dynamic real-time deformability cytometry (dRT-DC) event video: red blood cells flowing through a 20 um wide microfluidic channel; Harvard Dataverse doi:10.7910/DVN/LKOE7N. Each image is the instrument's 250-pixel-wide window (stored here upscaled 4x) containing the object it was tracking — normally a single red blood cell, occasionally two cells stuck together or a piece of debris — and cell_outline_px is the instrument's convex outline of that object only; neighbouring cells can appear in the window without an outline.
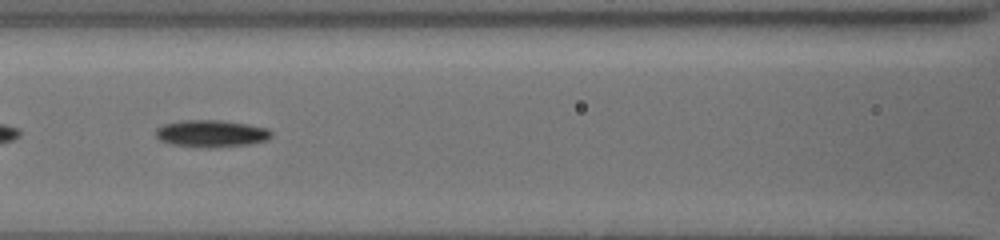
{"species": "common noctule bat (a hibernating species)", "species_latin": "Nyctalus noctula", "temperature_condition": "cold", "stored_images_in_passage": 12, "segment_of_instrument_passage": [2, 2], "camera_frame_rate_fps": 3000, "um_per_image_px": 0.085, "animal": {"sex": "female", "body_mass_g": 19.5, "forearm_length_mm": 54.1}, "frame": {"image": 1, "passage_image": 10, "time_ms": 3.0, "image_size_px": [1000, 240], "cell_outline_px": [[272, 136], [268, 140], [252, 144], [216, 148], [204, 148], [168, 144], [160, 140], [156, 136], [156, 128], [164, 124], [184, 120], [220, 120], [248, 124], [268, 128], [272, 132]], "centroid_in_image_um": [17.99, 11.37], "position_along_channel_um": 148.6, "area_um2": 18.61}}
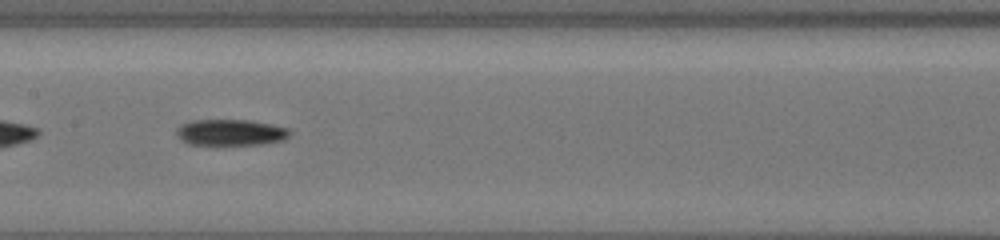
{"frame": {"image": 2, "passage_image": 11, "time_ms": 3.333, "image_size_px": [1000, 240], "cell_outline_px": [[292, 132], [284, 140], [264, 144], [220, 148], [188, 144], [180, 140], [176, 136], [176, 128], [180, 124], [192, 120], [248, 120], [288, 128]], "centroid_in_image_um": [19.53, 11.32], "position_along_channel_um": 187.9, "area_um2": 18.38}}